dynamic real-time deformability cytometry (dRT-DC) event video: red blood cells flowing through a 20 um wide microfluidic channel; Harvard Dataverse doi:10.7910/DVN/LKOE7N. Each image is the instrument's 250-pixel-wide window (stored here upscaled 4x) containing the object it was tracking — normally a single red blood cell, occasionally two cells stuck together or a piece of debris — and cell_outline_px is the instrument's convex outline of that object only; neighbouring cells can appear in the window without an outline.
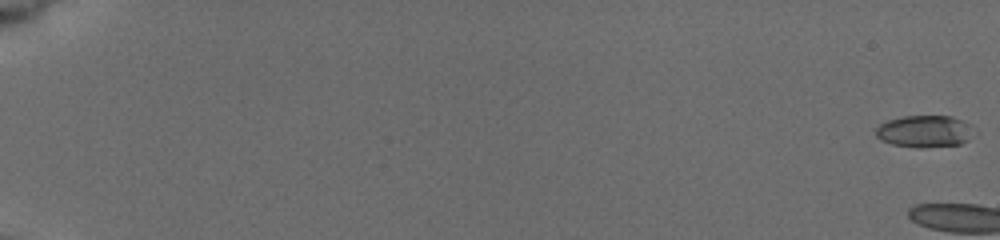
{"species": "common noctule bat (a hibernating species)", "species_latin": "Nyctalus noctula", "temperature_condition": "cold", "stored_images_in_passage": 21, "camera_frame_rate_fps": 3000, "um_per_image_px": 0.085, "animal": {"sex": "female", "body_mass_g": 19.5, "forearm_length_mm": 54.1}, "frame": {"image": 1, "passage_image": 1, "time_ms": 0.0, "image_size_px": [1000, 240], "cell_outline_px": [[976, 136], [960, 144], [924, 148], [916, 148], [892, 144], [880, 140], [876, 136], [876, 128], [880, 124], [888, 120], [900, 116], [952, 116], [972, 124]], "centroid_in_image_um": [78.64, 11.17], "position_along_channel_um": 6.4, "area_um2": 18.73}}